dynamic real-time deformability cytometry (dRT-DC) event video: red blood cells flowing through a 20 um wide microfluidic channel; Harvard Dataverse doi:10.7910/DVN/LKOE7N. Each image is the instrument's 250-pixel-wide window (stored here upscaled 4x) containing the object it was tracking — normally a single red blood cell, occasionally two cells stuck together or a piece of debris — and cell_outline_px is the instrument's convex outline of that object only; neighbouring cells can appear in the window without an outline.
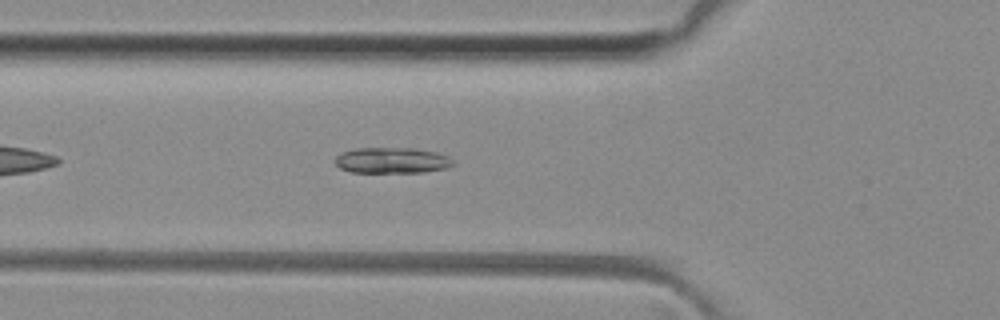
{"species": "common noctule bat (a hibernating species)", "species_latin": "Nyctalus noctula", "temperature_condition": "room temperature", "stored_images_in_passage": 38, "camera_frame_rate_fps": 3000, "um_per_image_px": 0.085, "animal": {"sex": "female", "body_mass_g": 29.2, "forearm_length_mm": 56.3}, "frame": {"image": 1, "passage_image": 6, "time_ms": 1.667, "image_size_px": [1000, 320], "cell_outline_px": [[456, 164], [448, 168], [424, 172], [352, 172], [340, 168], [332, 160], [336, 156], [344, 152], [356, 148], [412, 148], [436, 152], [448, 156]], "centroid_in_image_um": [33.33, 13.63], "position_along_channel_um": 92.5, "area_um2": 17.8}}
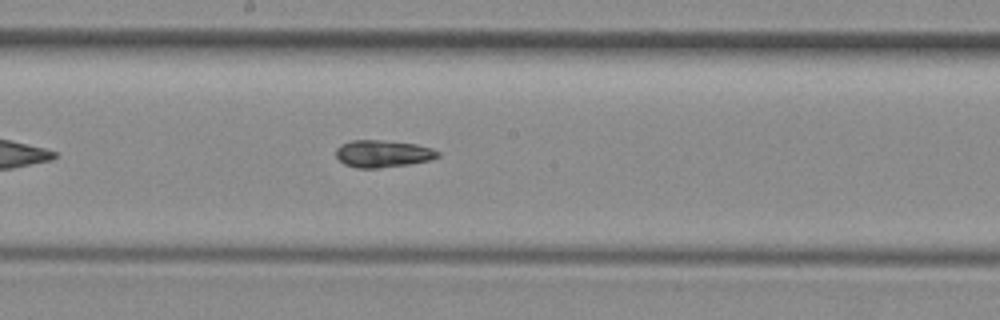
{"frame": {"image": 2, "passage_image": 15, "time_ms": 4.667, "image_size_px": [1000, 320], "cell_outline_px": [[440, 156], [432, 160], [408, 164], [380, 168], [356, 168], [344, 164], [336, 156], [336, 148], [352, 140], [380, 140], [416, 144], [432, 148], [440, 152]], "centroid_in_image_um": [32.57, 13.07], "position_along_channel_um": 215.6, "area_um2": 16.13}}
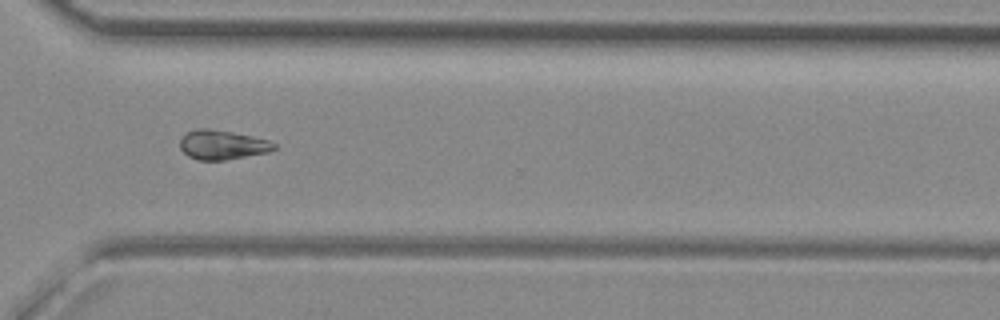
{"frame": {"image": 3, "passage_image": 25, "time_ms": 8.0, "image_size_px": [1000, 320], "cell_outline_px": [[276, 148], [268, 152], [224, 160], [196, 160], [188, 156], [180, 148], [180, 140], [188, 132], [196, 128], [208, 128], [232, 132], [252, 136], [268, 140], [276, 144]], "centroid_in_image_um": [18.89, 12.31], "position_along_channel_um": 351.7, "area_um2": 16.01}, "authors_computed_cell_mechanics": {"area_um2": 16.2996, "velocity_mm_per_s": 4.0846, "shape_relaxation_time_tau1_ms": 5.9809, "shape_relaxation_time_tau2_ms": null, "deformation_change_tau1": 0.1589, "deformation_change_tau2": null}}